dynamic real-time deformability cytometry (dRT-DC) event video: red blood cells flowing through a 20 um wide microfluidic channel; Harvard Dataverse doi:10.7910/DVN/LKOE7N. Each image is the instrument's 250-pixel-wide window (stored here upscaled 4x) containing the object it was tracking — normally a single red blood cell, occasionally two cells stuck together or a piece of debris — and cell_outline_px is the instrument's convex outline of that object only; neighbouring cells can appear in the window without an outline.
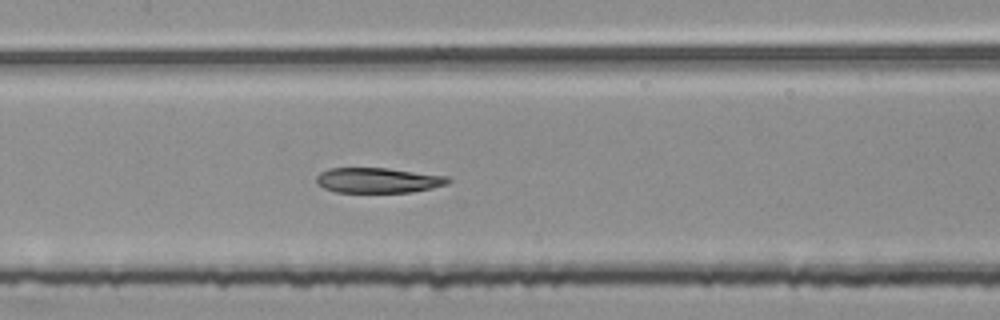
{"species": "common noctule bat (a hibernating species)", "species_latin": "Nyctalus noctula", "temperature_condition": "room temperature", "stored_images_in_passage": 53, "segment_of_instrument_passage": [2, 2], "camera_frame_rate_fps": 3000, "um_per_image_px": 0.085, "animal": {"sex": "female", "body_mass_g": 25.1}, "frame": {"image": 1, "passage_image": 26, "time_ms": 8.333, "image_size_px": [1000, 320], "cell_outline_px": [[452, 180], [448, 184], [432, 188], [412, 192], [336, 192], [324, 188], [316, 184], [316, 176], [320, 172], [328, 168], [388, 168], [448, 176]], "centroid_in_image_um": [32.14, 15.32], "position_along_channel_um": 175.3, "area_um2": 19.48}}
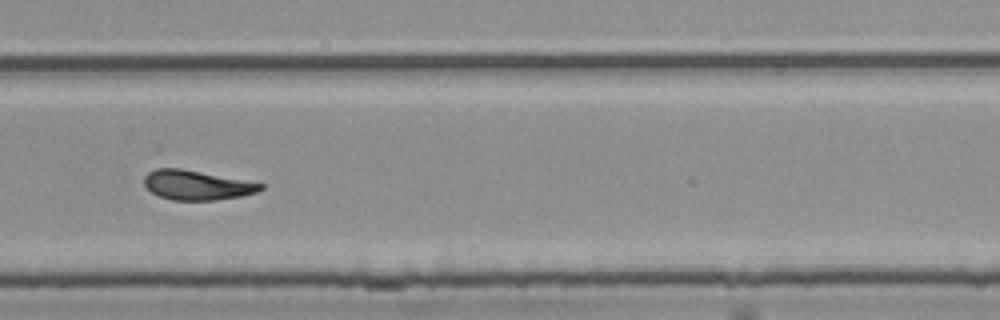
{"frame": {"image": 2, "passage_image": 37, "time_ms": 12.0, "image_size_px": [1000, 320], "cell_outline_px": [[264, 188], [256, 192], [240, 196], [216, 200], [172, 200], [160, 196], [152, 192], [144, 184], [144, 176], [148, 172], [156, 168], [180, 168], [264, 184]], "centroid_in_image_um": [16.7, 15.73], "position_along_channel_um": 313.1, "area_um2": 19.77}}
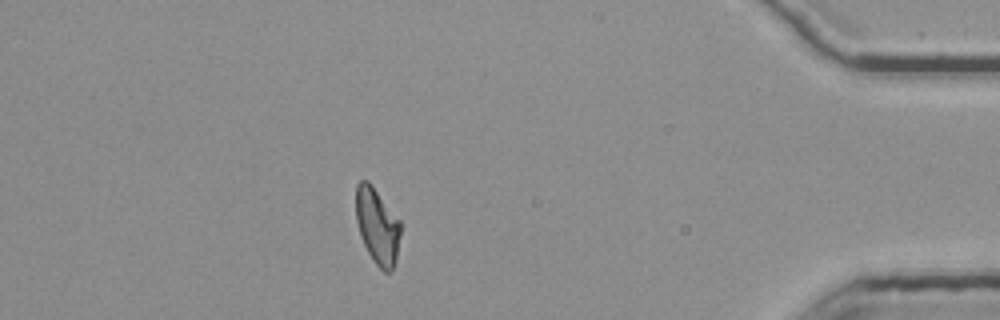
{"frame": {"image": 3, "passage_image": 48, "time_ms": 15.667, "image_size_px": [1000, 320], "cell_outline_px": [[400, 236], [396, 260], [392, 272], [384, 272], [372, 260], [360, 236], [356, 220], [356, 184], [360, 180], [368, 180], [400, 220]], "centroid_in_image_um": [32.07, 19.22], "position_along_channel_um": 403.1, "area_um2": 19.83}}